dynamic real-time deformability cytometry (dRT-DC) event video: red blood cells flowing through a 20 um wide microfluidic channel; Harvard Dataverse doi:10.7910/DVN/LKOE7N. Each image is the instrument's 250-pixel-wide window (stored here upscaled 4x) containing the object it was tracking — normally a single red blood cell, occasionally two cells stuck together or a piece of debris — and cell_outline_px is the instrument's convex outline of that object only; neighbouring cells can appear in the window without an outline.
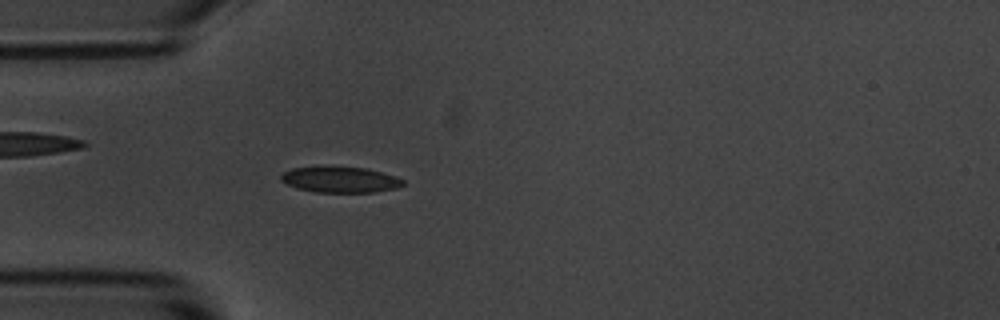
{"species": "common noctule bat (a hibernating species)", "species_latin": "Nyctalus noctula", "temperature_condition": "room temperature", "stored_images_in_passage": 45, "camera_frame_rate_fps": 3000, "um_per_image_px": 0.085, "animal": {"sex": "male", "body_mass_g": 20.1, "forearm_length_mm": 53.5}, "frame": {"image": 1, "passage_image": 6, "time_ms": 1.667, "image_size_px": [1000, 320], "cell_outline_px": [[404, 184], [396, 188], [376, 192], [316, 192], [296, 188], [280, 180], [280, 176], [284, 172], [292, 168], [368, 168], [396, 176], [404, 180]], "centroid_in_image_um": [28.95, 15.29], "position_along_channel_um": 56.0, "area_um2": 17.98}}
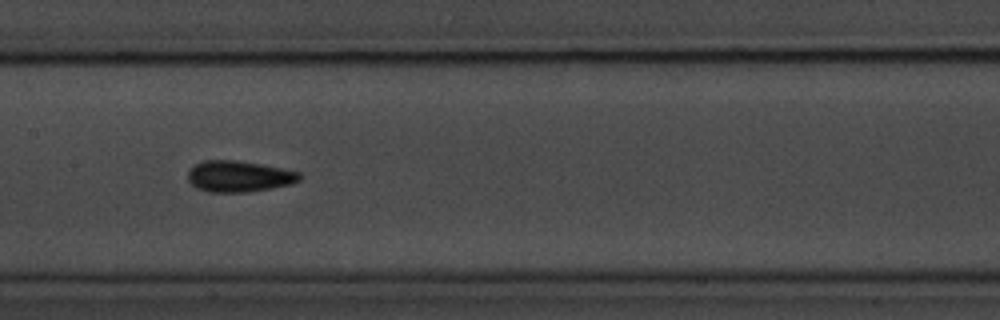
{"frame": {"image": 2, "passage_image": 17, "time_ms": 5.333, "image_size_px": [1000, 320], "cell_outline_px": [[304, 176], [300, 180], [292, 184], [272, 188], [248, 192], [208, 192], [196, 188], [188, 180], [188, 172], [196, 164], [204, 160], [236, 160], [260, 164], [300, 172]], "centroid_in_image_um": [20.34, 15.0], "position_along_channel_um": 187.1, "area_um2": 20.35}}
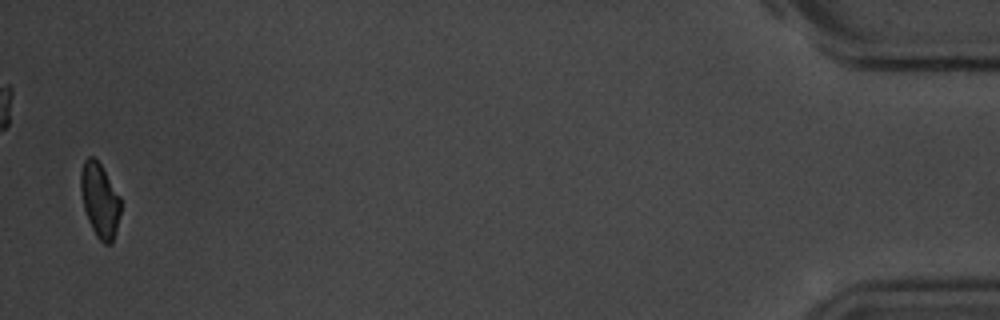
{"frame": {"image": 3, "passage_image": 44, "time_ms": 14.333, "image_size_px": [1000, 320], "cell_outline_px": [[120, 212], [112, 244], [104, 244], [96, 236], [88, 220], [84, 208], [80, 192], [80, 172], [84, 160], [88, 156], [92, 156], [100, 164], [120, 196]], "centroid_in_image_um": [8.46, 17.01], "position_along_channel_um": 426.7, "area_um2": 17.17}, "authors_computed_cell_mechanics": {"area_um2": 18.8428, "velocity_mm_per_s": 3.6718, "shape_relaxation_time_tau1_ms": 2.9384, "shape_relaxation_time_tau2_ms": 2.0698, "deformation_change_tau1": 0.1076, "deformation_change_tau2": 0.0623}}